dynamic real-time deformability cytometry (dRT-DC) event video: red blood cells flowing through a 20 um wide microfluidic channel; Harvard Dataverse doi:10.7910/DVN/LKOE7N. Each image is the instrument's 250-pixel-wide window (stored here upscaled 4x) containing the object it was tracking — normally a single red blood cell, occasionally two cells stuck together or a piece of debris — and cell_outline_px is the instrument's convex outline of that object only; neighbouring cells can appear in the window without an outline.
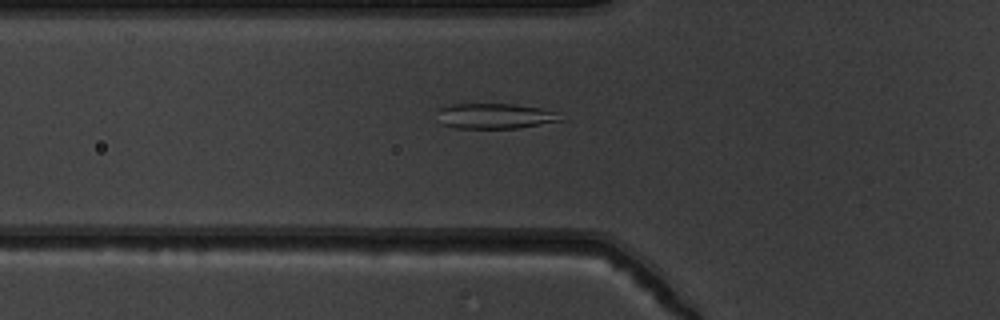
{"species": "common noctule bat (a hibernating species)", "species_latin": "Nyctalus noctula", "temperature_condition": "warm", "stored_images_in_passage": 54, "camera_frame_rate_fps": 3000, "um_per_image_px": 0.085, "animal": {"sex": "male", "body_mass_g": 19.5, "forearm_length_mm": 54.6}, "frame": {"image": 1, "passage_image": 20, "time_ms": 6.333, "image_size_px": [1000, 320], "cell_outline_px": [[564, 120], [516, 128], [456, 128], [440, 124], [436, 108], [444, 104], [512, 104], [540, 108], [556, 112]], "centroid_in_image_um": [41.97, 9.85], "position_along_channel_um": 83.8, "area_um2": 18.32}}
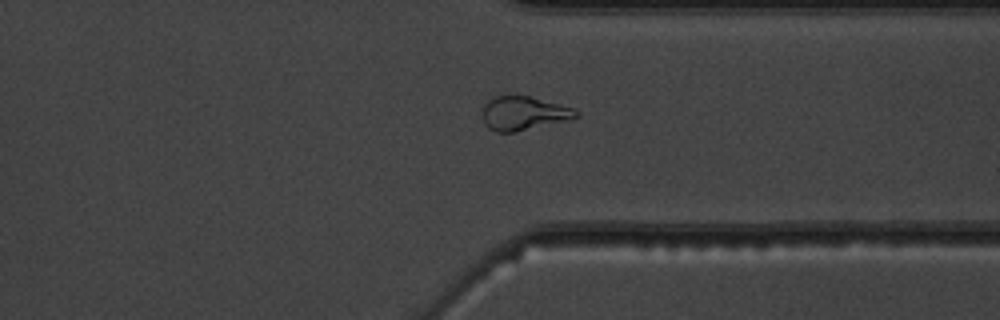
{"frame": {"image": 2, "passage_image": 42, "time_ms": 13.667, "image_size_px": [1000, 320], "cell_outline_px": [[580, 116], [572, 120], [512, 132], [496, 132], [488, 128], [484, 124], [484, 104], [492, 96], [528, 96], [572, 108], [580, 112]], "centroid_in_image_um": [44.53, 9.64], "position_along_channel_um": 366.9, "area_um2": 18.32}}
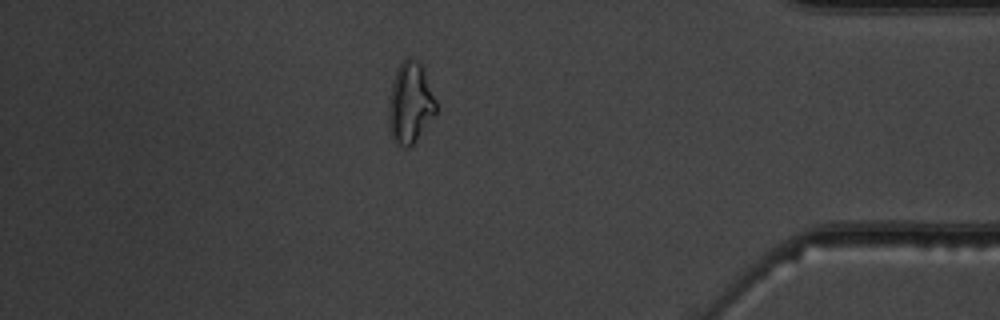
{"frame": {"image": 3, "passage_image": 47, "time_ms": 15.333, "image_size_px": [1000, 320], "cell_outline_px": [[436, 112], [416, 140], [408, 148], [404, 148], [396, 144], [388, 128], [388, 104], [392, 80], [400, 64], [408, 56], [412, 56], [424, 64], [436, 100]], "centroid_in_image_um": [34.87, 8.7], "position_along_channel_um": 400.3, "area_um2": 22.89}, "authors_computed_cell_mechanics": {"area_um2": 21.386, "velocity_mm_per_s": 3.8615, "shape_relaxation_time_tau1_ms": 10.7524, "shape_relaxation_time_tau2_ms": 1.4757, "deformation_change_tau1": 0.2687, "deformation_change_tau2": 0.071}}